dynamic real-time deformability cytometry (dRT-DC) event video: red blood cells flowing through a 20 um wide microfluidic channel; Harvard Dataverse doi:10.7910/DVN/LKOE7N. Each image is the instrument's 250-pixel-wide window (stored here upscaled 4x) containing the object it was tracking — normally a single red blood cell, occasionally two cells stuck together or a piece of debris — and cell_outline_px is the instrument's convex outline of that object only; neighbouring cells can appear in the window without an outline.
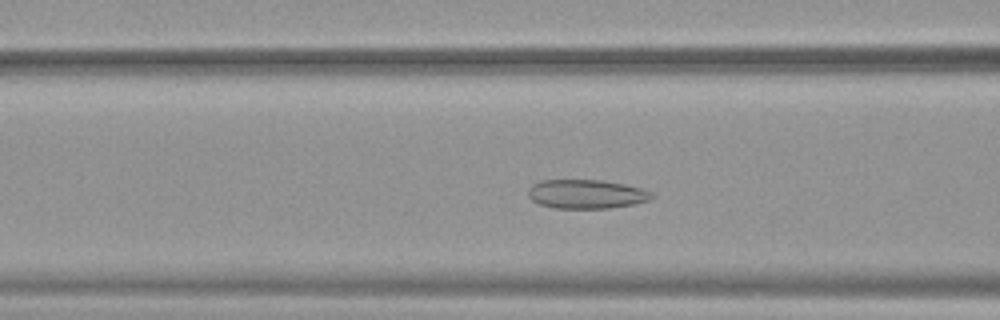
{"species": "common noctule bat (a hibernating species)", "species_latin": "Nyctalus noctula", "temperature_condition": "warm", "stored_images_in_passage": 48, "camera_frame_rate_fps": 3000, "um_per_image_px": 0.085, "animal": {"sex": "female", "body_mass_g": 19.9}, "frame": {"image": 1, "passage_image": 16, "time_ms": 5.0, "image_size_px": [1000, 320], "cell_outline_px": [[656, 196], [652, 200], [632, 204], [608, 208], [552, 208], [540, 204], [532, 200], [528, 196], [528, 188], [532, 184], [540, 180], [604, 180], [644, 188], [652, 192]], "centroid_in_image_um": [49.87, 16.49], "position_along_channel_um": 116.7, "area_um2": 21.15}}
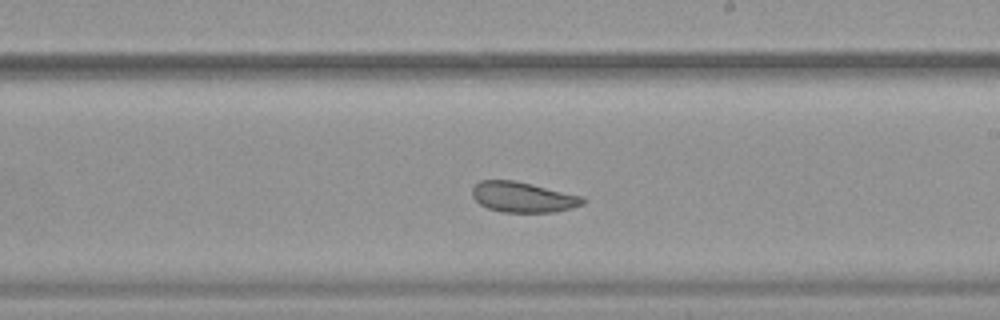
{"frame": {"image": 2, "passage_image": 26, "time_ms": 8.333, "image_size_px": [1000, 320], "cell_outline_px": [[584, 204], [572, 208], [556, 212], [504, 212], [488, 208], [480, 204], [472, 196], [472, 188], [480, 180], [516, 180], [584, 196]], "centroid_in_image_um": [44.47, 16.75], "position_along_channel_um": 244.5, "area_um2": 19.71}}
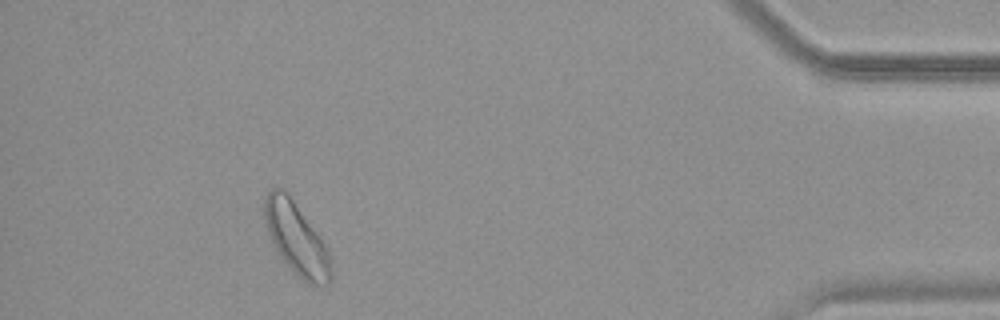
{"frame": {"image": 3, "passage_image": 43, "time_ms": 14.0, "image_size_px": [1000, 320], "cell_outline_px": [[332, 280], [328, 284], [308, 284], [296, 276], [280, 256], [264, 224], [264, 196], [272, 188], [280, 188], [288, 192], [320, 236], [328, 248], [332, 268]], "centroid_in_image_um": [25.2, 20.28], "position_along_channel_um": 410.0, "area_um2": 28.09}}